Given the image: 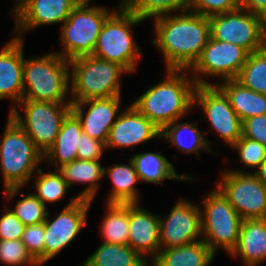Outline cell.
Returning a JSON list of instances; mask_svg holds the SVG:
<instances>
[{"instance_id":"cell-45","label":"cell","mask_w":266,"mask_h":266,"mask_svg":"<svg viewBox=\"0 0 266 266\" xmlns=\"http://www.w3.org/2000/svg\"><path fill=\"white\" fill-rule=\"evenodd\" d=\"M26 0H16L17 3L16 6L17 7H14V9H12V12L14 13Z\"/></svg>"},{"instance_id":"cell-12","label":"cell","mask_w":266,"mask_h":266,"mask_svg":"<svg viewBox=\"0 0 266 266\" xmlns=\"http://www.w3.org/2000/svg\"><path fill=\"white\" fill-rule=\"evenodd\" d=\"M194 104L202 107L211 127L226 143L232 146L242 136V121L217 85H197Z\"/></svg>"},{"instance_id":"cell-18","label":"cell","mask_w":266,"mask_h":266,"mask_svg":"<svg viewBox=\"0 0 266 266\" xmlns=\"http://www.w3.org/2000/svg\"><path fill=\"white\" fill-rule=\"evenodd\" d=\"M161 130L133 105L117 115L106 142V148L131 147L160 137Z\"/></svg>"},{"instance_id":"cell-23","label":"cell","mask_w":266,"mask_h":266,"mask_svg":"<svg viewBox=\"0 0 266 266\" xmlns=\"http://www.w3.org/2000/svg\"><path fill=\"white\" fill-rule=\"evenodd\" d=\"M218 87L228 97L231 107L241 121L266 114V94L252 91L236 79L224 80V84Z\"/></svg>"},{"instance_id":"cell-24","label":"cell","mask_w":266,"mask_h":266,"mask_svg":"<svg viewBox=\"0 0 266 266\" xmlns=\"http://www.w3.org/2000/svg\"><path fill=\"white\" fill-rule=\"evenodd\" d=\"M82 133L81 123L78 117L70 111L63 120L54 145L45 153L50 163L54 160L60 167L77 159L78 143Z\"/></svg>"},{"instance_id":"cell-26","label":"cell","mask_w":266,"mask_h":266,"mask_svg":"<svg viewBox=\"0 0 266 266\" xmlns=\"http://www.w3.org/2000/svg\"><path fill=\"white\" fill-rule=\"evenodd\" d=\"M131 160L134 163L139 180L161 184L162 180H192L188 175H179L165 156L159 153H138Z\"/></svg>"},{"instance_id":"cell-16","label":"cell","mask_w":266,"mask_h":266,"mask_svg":"<svg viewBox=\"0 0 266 266\" xmlns=\"http://www.w3.org/2000/svg\"><path fill=\"white\" fill-rule=\"evenodd\" d=\"M120 102V96L71 102V111L78 117L84 133L106 144L110 129L117 120L115 115L118 114ZM85 105L89 108L84 118Z\"/></svg>"},{"instance_id":"cell-5","label":"cell","mask_w":266,"mask_h":266,"mask_svg":"<svg viewBox=\"0 0 266 266\" xmlns=\"http://www.w3.org/2000/svg\"><path fill=\"white\" fill-rule=\"evenodd\" d=\"M72 67L71 102L120 96V74L128 72L115 62L87 55L69 61Z\"/></svg>"},{"instance_id":"cell-31","label":"cell","mask_w":266,"mask_h":266,"mask_svg":"<svg viewBox=\"0 0 266 266\" xmlns=\"http://www.w3.org/2000/svg\"><path fill=\"white\" fill-rule=\"evenodd\" d=\"M236 80L252 91L266 94V46L249 54Z\"/></svg>"},{"instance_id":"cell-36","label":"cell","mask_w":266,"mask_h":266,"mask_svg":"<svg viewBox=\"0 0 266 266\" xmlns=\"http://www.w3.org/2000/svg\"><path fill=\"white\" fill-rule=\"evenodd\" d=\"M232 146L238 150L240 160L247 166L258 168L266 159V146L256 140L241 136Z\"/></svg>"},{"instance_id":"cell-28","label":"cell","mask_w":266,"mask_h":266,"mask_svg":"<svg viewBox=\"0 0 266 266\" xmlns=\"http://www.w3.org/2000/svg\"><path fill=\"white\" fill-rule=\"evenodd\" d=\"M130 165L117 164L110 166L108 172L113 183V189L107 203H138V193L134 184L139 181L133 161Z\"/></svg>"},{"instance_id":"cell-6","label":"cell","mask_w":266,"mask_h":266,"mask_svg":"<svg viewBox=\"0 0 266 266\" xmlns=\"http://www.w3.org/2000/svg\"><path fill=\"white\" fill-rule=\"evenodd\" d=\"M141 21L121 4L120 9L113 11L104 22L92 55L118 63L129 73L135 72L140 51L132 39L130 28Z\"/></svg>"},{"instance_id":"cell-22","label":"cell","mask_w":266,"mask_h":266,"mask_svg":"<svg viewBox=\"0 0 266 266\" xmlns=\"http://www.w3.org/2000/svg\"><path fill=\"white\" fill-rule=\"evenodd\" d=\"M214 253L209 246L198 239L180 247L162 249L153 258V266H208Z\"/></svg>"},{"instance_id":"cell-14","label":"cell","mask_w":266,"mask_h":266,"mask_svg":"<svg viewBox=\"0 0 266 266\" xmlns=\"http://www.w3.org/2000/svg\"><path fill=\"white\" fill-rule=\"evenodd\" d=\"M249 52L233 43L210 37L202 53L189 69L194 73L219 76L222 80L236 79L247 61Z\"/></svg>"},{"instance_id":"cell-7","label":"cell","mask_w":266,"mask_h":266,"mask_svg":"<svg viewBox=\"0 0 266 266\" xmlns=\"http://www.w3.org/2000/svg\"><path fill=\"white\" fill-rule=\"evenodd\" d=\"M90 1L82 0L63 23L61 42L64 51L58 54L68 61L93 54L103 24L113 13L103 7H90Z\"/></svg>"},{"instance_id":"cell-25","label":"cell","mask_w":266,"mask_h":266,"mask_svg":"<svg viewBox=\"0 0 266 266\" xmlns=\"http://www.w3.org/2000/svg\"><path fill=\"white\" fill-rule=\"evenodd\" d=\"M56 169L69 187L75 182L89 183V186L78 196L80 199L89 201L93 200L98 182L104 176V167L101 166L99 160L76 159L62 167L57 165Z\"/></svg>"},{"instance_id":"cell-13","label":"cell","mask_w":266,"mask_h":266,"mask_svg":"<svg viewBox=\"0 0 266 266\" xmlns=\"http://www.w3.org/2000/svg\"><path fill=\"white\" fill-rule=\"evenodd\" d=\"M92 201L72 199L53 221H44V263L62 251L86 224L87 211Z\"/></svg>"},{"instance_id":"cell-43","label":"cell","mask_w":266,"mask_h":266,"mask_svg":"<svg viewBox=\"0 0 266 266\" xmlns=\"http://www.w3.org/2000/svg\"><path fill=\"white\" fill-rule=\"evenodd\" d=\"M261 35L266 43V8L258 13Z\"/></svg>"},{"instance_id":"cell-27","label":"cell","mask_w":266,"mask_h":266,"mask_svg":"<svg viewBox=\"0 0 266 266\" xmlns=\"http://www.w3.org/2000/svg\"><path fill=\"white\" fill-rule=\"evenodd\" d=\"M129 245L103 242L82 266H149Z\"/></svg>"},{"instance_id":"cell-42","label":"cell","mask_w":266,"mask_h":266,"mask_svg":"<svg viewBox=\"0 0 266 266\" xmlns=\"http://www.w3.org/2000/svg\"><path fill=\"white\" fill-rule=\"evenodd\" d=\"M240 8L258 14L266 8V0H240Z\"/></svg>"},{"instance_id":"cell-30","label":"cell","mask_w":266,"mask_h":266,"mask_svg":"<svg viewBox=\"0 0 266 266\" xmlns=\"http://www.w3.org/2000/svg\"><path fill=\"white\" fill-rule=\"evenodd\" d=\"M107 206L100 230L104 242L128 245L129 203H107Z\"/></svg>"},{"instance_id":"cell-15","label":"cell","mask_w":266,"mask_h":266,"mask_svg":"<svg viewBox=\"0 0 266 266\" xmlns=\"http://www.w3.org/2000/svg\"><path fill=\"white\" fill-rule=\"evenodd\" d=\"M159 225L160 250L163 246L170 249L193 243L202 236L201 212L198 206L187 200L178 201L166 220L159 219Z\"/></svg>"},{"instance_id":"cell-10","label":"cell","mask_w":266,"mask_h":266,"mask_svg":"<svg viewBox=\"0 0 266 266\" xmlns=\"http://www.w3.org/2000/svg\"><path fill=\"white\" fill-rule=\"evenodd\" d=\"M218 188L245 219H266V186L254 173L226 171Z\"/></svg>"},{"instance_id":"cell-11","label":"cell","mask_w":266,"mask_h":266,"mask_svg":"<svg viewBox=\"0 0 266 266\" xmlns=\"http://www.w3.org/2000/svg\"><path fill=\"white\" fill-rule=\"evenodd\" d=\"M211 38L233 43L249 53L263 49L266 43L260 32L258 14L238 8L209 16Z\"/></svg>"},{"instance_id":"cell-32","label":"cell","mask_w":266,"mask_h":266,"mask_svg":"<svg viewBox=\"0 0 266 266\" xmlns=\"http://www.w3.org/2000/svg\"><path fill=\"white\" fill-rule=\"evenodd\" d=\"M191 0H124L122 5L142 20L168 15L175 10L187 11Z\"/></svg>"},{"instance_id":"cell-1","label":"cell","mask_w":266,"mask_h":266,"mask_svg":"<svg viewBox=\"0 0 266 266\" xmlns=\"http://www.w3.org/2000/svg\"><path fill=\"white\" fill-rule=\"evenodd\" d=\"M155 20L153 45L162 50L167 69L189 70L211 37L209 17L187 10Z\"/></svg>"},{"instance_id":"cell-2","label":"cell","mask_w":266,"mask_h":266,"mask_svg":"<svg viewBox=\"0 0 266 266\" xmlns=\"http://www.w3.org/2000/svg\"><path fill=\"white\" fill-rule=\"evenodd\" d=\"M186 70L167 69V78L148 89L132 105L157 128L162 130L188 111L194 105V92L197 85H210L196 77L191 81L183 72Z\"/></svg>"},{"instance_id":"cell-9","label":"cell","mask_w":266,"mask_h":266,"mask_svg":"<svg viewBox=\"0 0 266 266\" xmlns=\"http://www.w3.org/2000/svg\"><path fill=\"white\" fill-rule=\"evenodd\" d=\"M203 203L201 231L205 238L202 240L214 254L220 246L230 254L237 245L243 219L218 187Z\"/></svg>"},{"instance_id":"cell-4","label":"cell","mask_w":266,"mask_h":266,"mask_svg":"<svg viewBox=\"0 0 266 266\" xmlns=\"http://www.w3.org/2000/svg\"><path fill=\"white\" fill-rule=\"evenodd\" d=\"M69 61L58 53L25 59L23 99L64 103L69 87ZM27 85V86H26Z\"/></svg>"},{"instance_id":"cell-33","label":"cell","mask_w":266,"mask_h":266,"mask_svg":"<svg viewBox=\"0 0 266 266\" xmlns=\"http://www.w3.org/2000/svg\"><path fill=\"white\" fill-rule=\"evenodd\" d=\"M38 178L35 179L37 194L34 195L46 206V202H56L62 199L69 188L62 175L55 169L54 172L43 173L39 168Z\"/></svg>"},{"instance_id":"cell-38","label":"cell","mask_w":266,"mask_h":266,"mask_svg":"<svg viewBox=\"0 0 266 266\" xmlns=\"http://www.w3.org/2000/svg\"><path fill=\"white\" fill-rule=\"evenodd\" d=\"M240 8V0H191L188 11L209 17Z\"/></svg>"},{"instance_id":"cell-21","label":"cell","mask_w":266,"mask_h":266,"mask_svg":"<svg viewBox=\"0 0 266 266\" xmlns=\"http://www.w3.org/2000/svg\"><path fill=\"white\" fill-rule=\"evenodd\" d=\"M230 255L239 256L246 266H257L266 259V219L242 221L238 242Z\"/></svg>"},{"instance_id":"cell-44","label":"cell","mask_w":266,"mask_h":266,"mask_svg":"<svg viewBox=\"0 0 266 266\" xmlns=\"http://www.w3.org/2000/svg\"><path fill=\"white\" fill-rule=\"evenodd\" d=\"M254 174L266 186V159L261 163Z\"/></svg>"},{"instance_id":"cell-3","label":"cell","mask_w":266,"mask_h":266,"mask_svg":"<svg viewBox=\"0 0 266 266\" xmlns=\"http://www.w3.org/2000/svg\"><path fill=\"white\" fill-rule=\"evenodd\" d=\"M44 154L36 147L28 134L9 115L0 143V162L5 196L12 199L38 170Z\"/></svg>"},{"instance_id":"cell-40","label":"cell","mask_w":266,"mask_h":266,"mask_svg":"<svg viewBox=\"0 0 266 266\" xmlns=\"http://www.w3.org/2000/svg\"><path fill=\"white\" fill-rule=\"evenodd\" d=\"M0 218V240H17L22 238L25 225L7 208Z\"/></svg>"},{"instance_id":"cell-17","label":"cell","mask_w":266,"mask_h":266,"mask_svg":"<svg viewBox=\"0 0 266 266\" xmlns=\"http://www.w3.org/2000/svg\"><path fill=\"white\" fill-rule=\"evenodd\" d=\"M82 0H26L14 13L16 33L44 24L64 23Z\"/></svg>"},{"instance_id":"cell-37","label":"cell","mask_w":266,"mask_h":266,"mask_svg":"<svg viewBox=\"0 0 266 266\" xmlns=\"http://www.w3.org/2000/svg\"><path fill=\"white\" fill-rule=\"evenodd\" d=\"M21 241L39 265L44 263V222L26 225Z\"/></svg>"},{"instance_id":"cell-41","label":"cell","mask_w":266,"mask_h":266,"mask_svg":"<svg viewBox=\"0 0 266 266\" xmlns=\"http://www.w3.org/2000/svg\"><path fill=\"white\" fill-rule=\"evenodd\" d=\"M242 136L266 146V114L242 121Z\"/></svg>"},{"instance_id":"cell-29","label":"cell","mask_w":266,"mask_h":266,"mask_svg":"<svg viewBox=\"0 0 266 266\" xmlns=\"http://www.w3.org/2000/svg\"><path fill=\"white\" fill-rule=\"evenodd\" d=\"M176 120L171 124L166 125L161 130L160 137L168 140L171 145L177 146V148L183 153H196L199 156L198 150L205 149L208 152H212L208 143H212L204 139L203 134L200 133L196 127L197 123H182L179 124Z\"/></svg>"},{"instance_id":"cell-34","label":"cell","mask_w":266,"mask_h":266,"mask_svg":"<svg viewBox=\"0 0 266 266\" xmlns=\"http://www.w3.org/2000/svg\"><path fill=\"white\" fill-rule=\"evenodd\" d=\"M46 210V206L31 193L19 200L11 211L26 226L43 223L48 214Z\"/></svg>"},{"instance_id":"cell-8","label":"cell","mask_w":266,"mask_h":266,"mask_svg":"<svg viewBox=\"0 0 266 266\" xmlns=\"http://www.w3.org/2000/svg\"><path fill=\"white\" fill-rule=\"evenodd\" d=\"M17 105L23 106L24 117L15 106L11 108L10 116L45 155L54 145L63 120L71 111V101L64 104L22 99Z\"/></svg>"},{"instance_id":"cell-39","label":"cell","mask_w":266,"mask_h":266,"mask_svg":"<svg viewBox=\"0 0 266 266\" xmlns=\"http://www.w3.org/2000/svg\"><path fill=\"white\" fill-rule=\"evenodd\" d=\"M80 143H78L77 159L79 160H100L103 149L106 148V144L91 138L88 134H80Z\"/></svg>"},{"instance_id":"cell-19","label":"cell","mask_w":266,"mask_h":266,"mask_svg":"<svg viewBox=\"0 0 266 266\" xmlns=\"http://www.w3.org/2000/svg\"><path fill=\"white\" fill-rule=\"evenodd\" d=\"M159 217L138 207V203H129L128 245L143 255L155 258L160 251Z\"/></svg>"},{"instance_id":"cell-35","label":"cell","mask_w":266,"mask_h":266,"mask_svg":"<svg viewBox=\"0 0 266 266\" xmlns=\"http://www.w3.org/2000/svg\"><path fill=\"white\" fill-rule=\"evenodd\" d=\"M0 261L9 266L31 264L39 266L37 261L27 251L21 239L0 240Z\"/></svg>"},{"instance_id":"cell-20","label":"cell","mask_w":266,"mask_h":266,"mask_svg":"<svg viewBox=\"0 0 266 266\" xmlns=\"http://www.w3.org/2000/svg\"><path fill=\"white\" fill-rule=\"evenodd\" d=\"M23 39L15 37L0 52V100L9 98L18 104L23 99Z\"/></svg>"}]
</instances>
